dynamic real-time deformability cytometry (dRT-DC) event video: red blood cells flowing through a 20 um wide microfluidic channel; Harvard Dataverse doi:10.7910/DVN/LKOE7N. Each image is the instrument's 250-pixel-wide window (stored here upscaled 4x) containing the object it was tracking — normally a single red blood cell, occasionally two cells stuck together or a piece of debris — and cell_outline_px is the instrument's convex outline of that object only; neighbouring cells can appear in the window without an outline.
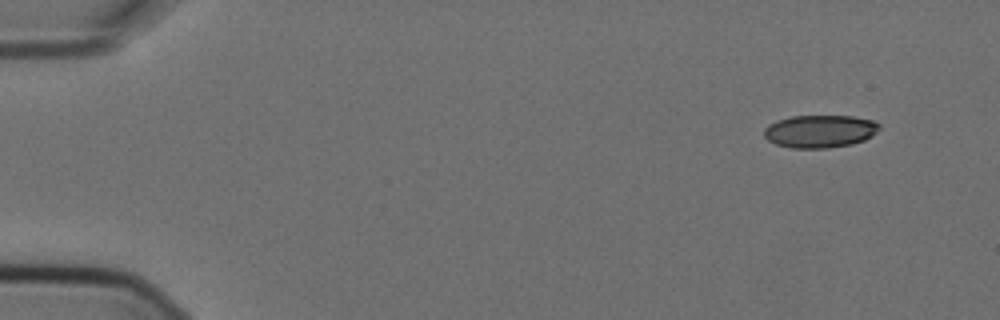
{"species": "Egyptian fruit bat (a non-hibernating species)", "species_latin": "Rousettus aegyptiacus", "temperature_condition": "cold", "stored_images_in_passage": 4, "camera_frame_rate_fps": 3000, "um_per_image_px": 0.085, "animal": {"sex": "female"}, "frame": {"image": 1, "passage_image": 1, "time_ms": 0.0, "image_size_px": [1000, 320], "cell_outline_px": [[880, 128], [872, 136], [864, 140], [852, 144], [828, 148], [792, 148], [776, 144], [768, 140], [764, 136], [764, 128], [768, 124], [776, 120], [792, 116], [852, 116], [872, 120], [880, 124]], "centroid_in_image_um": [69.68, 11.16], "position_along_channel_um": 15.3, "area_um2": 22.08}}
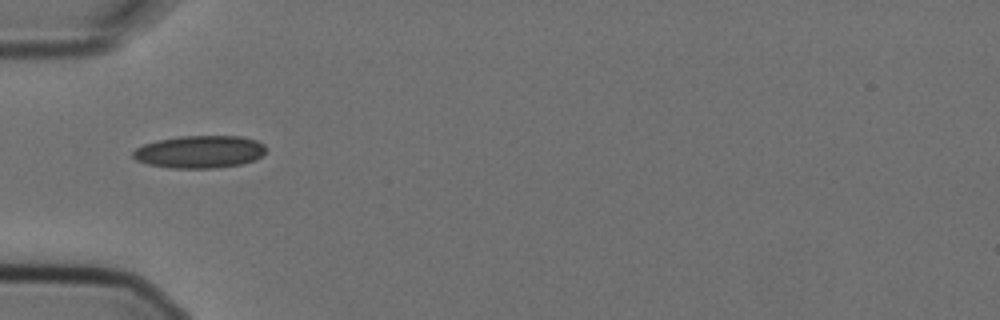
{"frame": {"image": 2, "passage_image": 4, "time_ms": 1.0, "image_size_px": [1000, 320], "cell_outline_px": [[268, 148], [260, 156], [252, 160], [240, 164], [212, 168], [172, 168], [148, 164], [136, 160], [132, 156], [132, 152], [136, 148], [144, 144], [156, 140], [180, 136], [240, 136], [256, 140], [264, 144]], "centroid_in_image_um": [16.95, 12.89], "position_along_channel_um": 68.1, "area_um2": 25.14}}